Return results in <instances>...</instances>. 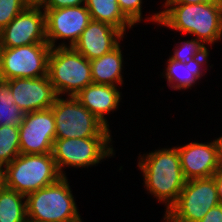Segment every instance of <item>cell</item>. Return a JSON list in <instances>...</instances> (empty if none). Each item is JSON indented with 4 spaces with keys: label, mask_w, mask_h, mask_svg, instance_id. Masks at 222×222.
Here are the masks:
<instances>
[{
    "label": "cell",
    "mask_w": 222,
    "mask_h": 222,
    "mask_svg": "<svg viewBox=\"0 0 222 222\" xmlns=\"http://www.w3.org/2000/svg\"><path fill=\"white\" fill-rule=\"evenodd\" d=\"M167 9L147 18L159 25L187 34L205 44L222 36V2L181 4L165 3Z\"/></svg>",
    "instance_id": "cell-1"
},
{
    "label": "cell",
    "mask_w": 222,
    "mask_h": 222,
    "mask_svg": "<svg viewBox=\"0 0 222 222\" xmlns=\"http://www.w3.org/2000/svg\"><path fill=\"white\" fill-rule=\"evenodd\" d=\"M138 167L143 172L144 185L166 211L177 202L185 185L177 147L162 148L139 157Z\"/></svg>",
    "instance_id": "cell-2"
},
{
    "label": "cell",
    "mask_w": 222,
    "mask_h": 222,
    "mask_svg": "<svg viewBox=\"0 0 222 222\" xmlns=\"http://www.w3.org/2000/svg\"><path fill=\"white\" fill-rule=\"evenodd\" d=\"M28 222L82 221L66 176L26 195Z\"/></svg>",
    "instance_id": "cell-3"
},
{
    "label": "cell",
    "mask_w": 222,
    "mask_h": 222,
    "mask_svg": "<svg viewBox=\"0 0 222 222\" xmlns=\"http://www.w3.org/2000/svg\"><path fill=\"white\" fill-rule=\"evenodd\" d=\"M5 169V187L28 195L63 177L52 154H19Z\"/></svg>",
    "instance_id": "cell-4"
},
{
    "label": "cell",
    "mask_w": 222,
    "mask_h": 222,
    "mask_svg": "<svg viewBox=\"0 0 222 222\" xmlns=\"http://www.w3.org/2000/svg\"><path fill=\"white\" fill-rule=\"evenodd\" d=\"M47 76L58 96H75L93 83L90 60L73 47L51 48Z\"/></svg>",
    "instance_id": "cell-5"
},
{
    "label": "cell",
    "mask_w": 222,
    "mask_h": 222,
    "mask_svg": "<svg viewBox=\"0 0 222 222\" xmlns=\"http://www.w3.org/2000/svg\"><path fill=\"white\" fill-rule=\"evenodd\" d=\"M54 114L56 138L112 137L111 131L74 96H58L50 107Z\"/></svg>",
    "instance_id": "cell-6"
},
{
    "label": "cell",
    "mask_w": 222,
    "mask_h": 222,
    "mask_svg": "<svg viewBox=\"0 0 222 222\" xmlns=\"http://www.w3.org/2000/svg\"><path fill=\"white\" fill-rule=\"evenodd\" d=\"M218 204L214 177L188 180L177 202L163 218L165 222H198Z\"/></svg>",
    "instance_id": "cell-7"
},
{
    "label": "cell",
    "mask_w": 222,
    "mask_h": 222,
    "mask_svg": "<svg viewBox=\"0 0 222 222\" xmlns=\"http://www.w3.org/2000/svg\"><path fill=\"white\" fill-rule=\"evenodd\" d=\"M111 137L56 138L52 155L62 176L64 167H89L100 163L104 158L114 155Z\"/></svg>",
    "instance_id": "cell-8"
},
{
    "label": "cell",
    "mask_w": 222,
    "mask_h": 222,
    "mask_svg": "<svg viewBox=\"0 0 222 222\" xmlns=\"http://www.w3.org/2000/svg\"><path fill=\"white\" fill-rule=\"evenodd\" d=\"M51 46L36 43L0 49V79L40 78L48 75Z\"/></svg>",
    "instance_id": "cell-9"
},
{
    "label": "cell",
    "mask_w": 222,
    "mask_h": 222,
    "mask_svg": "<svg viewBox=\"0 0 222 222\" xmlns=\"http://www.w3.org/2000/svg\"><path fill=\"white\" fill-rule=\"evenodd\" d=\"M43 11L46 16V41L51 48L57 46L55 42L58 39L70 41L69 45L64 42L57 47H73L91 21L86 5L43 9Z\"/></svg>",
    "instance_id": "cell-10"
},
{
    "label": "cell",
    "mask_w": 222,
    "mask_h": 222,
    "mask_svg": "<svg viewBox=\"0 0 222 222\" xmlns=\"http://www.w3.org/2000/svg\"><path fill=\"white\" fill-rule=\"evenodd\" d=\"M55 132L51 108L26 113L19 125L21 154H52Z\"/></svg>",
    "instance_id": "cell-11"
},
{
    "label": "cell",
    "mask_w": 222,
    "mask_h": 222,
    "mask_svg": "<svg viewBox=\"0 0 222 222\" xmlns=\"http://www.w3.org/2000/svg\"><path fill=\"white\" fill-rule=\"evenodd\" d=\"M1 48L47 43L46 16L39 6H27L0 31Z\"/></svg>",
    "instance_id": "cell-12"
},
{
    "label": "cell",
    "mask_w": 222,
    "mask_h": 222,
    "mask_svg": "<svg viewBox=\"0 0 222 222\" xmlns=\"http://www.w3.org/2000/svg\"><path fill=\"white\" fill-rule=\"evenodd\" d=\"M15 104L26 114L50 108L58 97L49 77L16 78L6 81Z\"/></svg>",
    "instance_id": "cell-13"
},
{
    "label": "cell",
    "mask_w": 222,
    "mask_h": 222,
    "mask_svg": "<svg viewBox=\"0 0 222 222\" xmlns=\"http://www.w3.org/2000/svg\"><path fill=\"white\" fill-rule=\"evenodd\" d=\"M182 173L186 181L209 178L221 168L215 140L209 143L192 142L177 147Z\"/></svg>",
    "instance_id": "cell-14"
},
{
    "label": "cell",
    "mask_w": 222,
    "mask_h": 222,
    "mask_svg": "<svg viewBox=\"0 0 222 222\" xmlns=\"http://www.w3.org/2000/svg\"><path fill=\"white\" fill-rule=\"evenodd\" d=\"M124 35L121 30L109 24L91 20L73 48L92 60L116 48Z\"/></svg>",
    "instance_id": "cell-15"
},
{
    "label": "cell",
    "mask_w": 222,
    "mask_h": 222,
    "mask_svg": "<svg viewBox=\"0 0 222 222\" xmlns=\"http://www.w3.org/2000/svg\"><path fill=\"white\" fill-rule=\"evenodd\" d=\"M74 97L109 129L105 114L118 109L121 92L117 86L92 83Z\"/></svg>",
    "instance_id": "cell-16"
},
{
    "label": "cell",
    "mask_w": 222,
    "mask_h": 222,
    "mask_svg": "<svg viewBox=\"0 0 222 222\" xmlns=\"http://www.w3.org/2000/svg\"><path fill=\"white\" fill-rule=\"evenodd\" d=\"M208 56H198L189 63L178 62L169 57L167 60L166 76L168 86L175 90L189 89L203 76L201 66L206 65ZM171 84V85H170Z\"/></svg>",
    "instance_id": "cell-17"
},
{
    "label": "cell",
    "mask_w": 222,
    "mask_h": 222,
    "mask_svg": "<svg viewBox=\"0 0 222 222\" xmlns=\"http://www.w3.org/2000/svg\"><path fill=\"white\" fill-rule=\"evenodd\" d=\"M120 44L101 57L90 60L91 74L94 84L120 86L123 85V56Z\"/></svg>",
    "instance_id": "cell-18"
},
{
    "label": "cell",
    "mask_w": 222,
    "mask_h": 222,
    "mask_svg": "<svg viewBox=\"0 0 222 222\" xmlns=\"http://www.w3.org/2000/svg\"><path fill=\"white\" fill-rule=\"evenodd\" d=\"M91 20L109 24L123 33L134 24L123 14L117 0H87Z\"/></svg>",
    "instance_id": "cell-19"
},
{
    "label": "cell",
    "mask_w": 222,
    "mask_h": 222,
    "mask_svg": "<svg viewBox=\"0 0 222 222\" xmlns=\"http://www.w3.org/2000/svg\"><path fill=\"white\" fill-rule=\"evenodd\" d=\"M26 196L4 187L0 190V222H28Z\"/></svg>",
    "instance_id": "cell-20"
},
{
    "label": "cell",
    "mask_w": 222,
    "mask_h": 222,
    "mask_svg": "<svg viewBox=\"0 0 222 222\" xmlns=\"http://www.w3.org/2000/svg\"><path fill=\"white\" fill-rule=\"evenodd\" d=\"M24 115L25 113L15 104L9 84L0 79V124L19 126Z\"/></svg>",
    "instance_id": "cell-21"
},
{
    "label": "cell",
    "mask_w": 222,
    "mask_h": 222,
    "mask_svg": "<svg viewBox=\"0 0 222 222\" xmlns=\"http://www.w3.org/2000/svg\"><path fill=\"white\" fill-rule=\"evenodd\" d=\"M20 152L19 126L0 124V165L10 164Z\"/></svg>",
    "instance_id": "cell-22"
},
{
    "label": "cell",
    "mask_w": 222,
    "mask_h": 222,
    "mask_svg": "<svg viewBox=\"0 0 222 222\" xmlns=\"http://www.w3.org/2000/svg\"><path fill=\"white\" fill-rule=\"evenodd\" d=\"M179 46H177L178 49L175 47L174 53L170 57L175 61L189 63L193 58L198 56H209L207 46L196 38L182 41Z\"/></svg>",
    "instance_id": "cell-23"
},
{
    "label": "cell",
    "mask_w": 222,
    "mask_h": 222,
    "mask_svg": "<svg viewBox=\"0 0 222 222\" xmlns=\"http://www.w3.org/2000/svg\"><path fill=\"white\" fill-rule=\"evenodd\" d=\"M27 6L24 0H0V31Z\"/></svg>",
    "instance_id": "cell-24"
},
{
    "label": "cell",
    "mask_w": 222,
    "mask_h": 222,
    "mask_svg": "<svg viewBox=\"0 0 222 222\" xmlns=\"http://www.w3.org/2000/svg\"><path fill=\"white\" fill-rule=\"evenodd\" d=\"M123 14L134 24L142 21V0H117Z\"/></svg>",
    "instance_id": "cell-25"
},
{
    "label": "cell",
    "mask_w": 222,
    "mask_h": 222,
    "mask_svg": "<svg viewBox=\"0 0 222 222\" xmlns=\"http://www.w3.org/2000/svg\"><path fill=\"white\" fill-rule=\"evenodd\" d=\"M87 0H46L41 6L42 9H58L86 5Z\"/></svg>",
    "instance_id": "cell-26"
},
{
    "label": "cell",
    "mask_w": 222,
    "mask_h": 222,
    "mask_svg": "<svg viewBox=\"0 0 222 222\" xmlns=\"http://www.w3.org/2000/svg\"><path fill=\"white\" fill-rule=\"evenodd\" d=\"M198 222H222V205L218 204L211 208Z\"/></svg>",
    "instance_id": "cell-27"
},
{
    "label": "cell",
    "mask_w": 222,
    "mask_h": 222,
    "mask_svg": "<svg viewBox=\"0 0 222 222\" xmlns=\"http://www.w3.org/2000/svg\"><path fill=\"white\" fill-rule=\"evenodd\" d=\"M214 180L216 182L217 194L220 204L222 205V166L221 168L214 174Z\"/></svg>",
    "instance_id": "cell-28"
},
{
    "label": "cell",
    "mask_w": 222,
    "mask_h": 222,
    "mask_svg": "<svg viewBox=\"0 0 222 222\" xmlns=\"http://www.w3.org/2000/svg\"><path fill=\"white\" fill-rule=\"evenodd\" d=\"M211 2H222V0H166L164 3L199 4Z\"/></svg>",
    "instance_id": "cell-29"
},
{
    "label": "cell",
    "mask_w": 222,
    "mask_h": 222,
    "mask_svg": "<svg viewBox=\"0 0 222 222\" xmlns=\"http://www.w3.org/2000/svg\"><path fill=\"white\" fill-rule=\"evenodd\" d=\"M218 147V156H219V162L220 165L222 166V136L215 139Z\"/></svg>",
    "instance_id": "cell-30"
},
{
    "label": "cell",
    "mask_w": 222,
    "mask_h": 222,
    "mask_svg": "<svg viewBox=\"0 0 222 222\" xmlns=\"http://www.w3.org/2000/svg\"><path fill=\"white\" fill-rule=\"evenodd\" d=\"M46 0H24V2L28 5V6H39L41 7Z\"/></svg>",
    "instance_id": "cell-31"
},
{
    "label": "cell",
    "mask_w": 222,
    "mask_h": 222,
    "mask_svg": "<svg viewBox=\"0 0 222 222\" xmlns=\"http://www.w3.org/2000/svg\"><path fill=\"white\" fill-rule=\"evenodd\" d=\"M0 165V190L5 187V169Z\"/></svg>",
    "instance_id": "cell-32"
},
{
    "label": "cell",
    "mask_w": 222,
    "mask_h": 222,
    "mask_svg": "<svg viewBox=\"0 0 222 222\" xmlns=\"http://www.w3.org/2000/svg\"><path fill=\"white\" fill-rule=\"evenodd\" d=\"M66 222H82V221H66Z\"/></svg>",
    "instance_id": "cell-33"
}]
</instances>
